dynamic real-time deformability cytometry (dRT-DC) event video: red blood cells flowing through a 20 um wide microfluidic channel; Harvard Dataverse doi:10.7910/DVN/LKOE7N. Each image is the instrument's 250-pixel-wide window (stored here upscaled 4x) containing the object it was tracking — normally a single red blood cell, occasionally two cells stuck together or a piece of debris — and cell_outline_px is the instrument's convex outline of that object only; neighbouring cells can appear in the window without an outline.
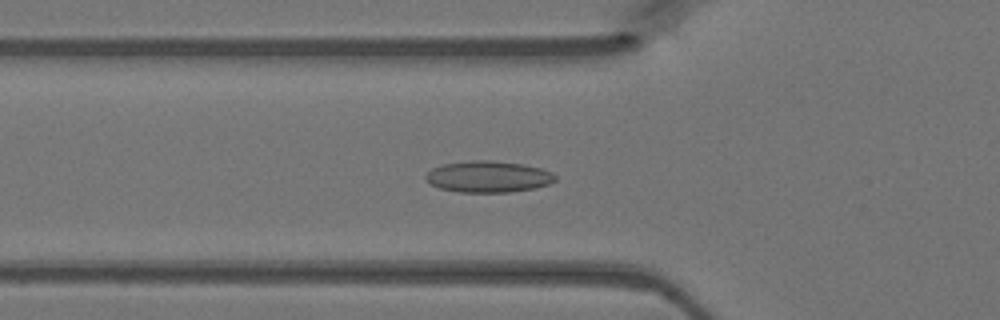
{"species": "Egyptian fruit bat (a non-hibernating species)", "species_latin": "Rousettus aegyptiacus", "temperature_condition": "warm", "stored_images_in_passage": 47, "camera_frame_rate_fps": 3000, "um_per_image_px": 0.085, "animal": {"sex": "female"}, "frame": {"image": 1, "passage_image": 16, "time_ms": 5.0, "image_size_px": [1000, 320], "cell_outline_px": [[556, 180], [548, 184], [536, 188], [512, 192], [460, 192], [440, 188], [424, 180], [424, 176], [432, 168], [444, 164], [472, 160], [492, 160], [524, 164], [540, 168], [552, 172], [556, 176]], "centroid_in_image_um": [41.51, 15.01], "position_along_channel_um": 84.3, "area_um2": 23.81}}
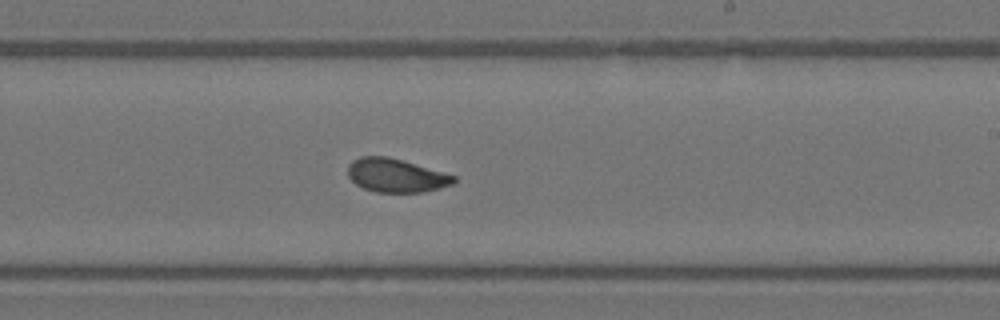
{"frame": {"image": 2, "passage_image": 28, "time_ms": 9.0, "image_size_px": [1000, 320], "cell_outline_px": [[456, 180], [452, 184], [424, 192], [376, 192], [364, 188], [356, 184], [348, 176], [348, 164], [352, 160], [360, 156], [388, 156], [456, 176]], "centroid_in_image_um": [33.63, 14.9], "position_along_channel_um": 255.4, "area_um2": 20.58}}
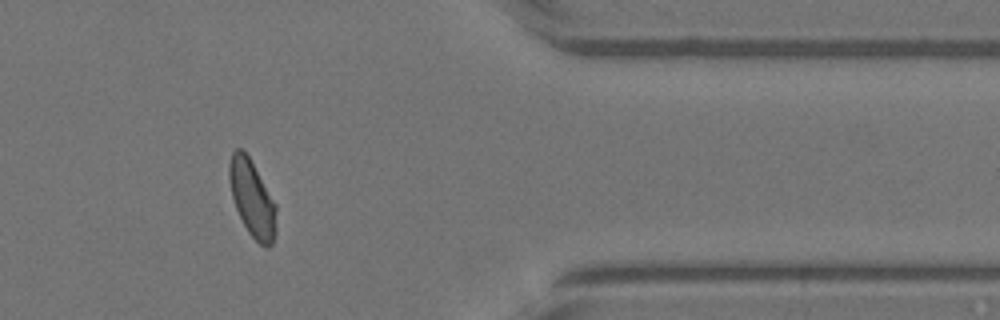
{"frame": {"image": 3, "passage_image": 39, "time_ms": 12.667, "image_size_px": [1000, 320], "cell_outline_px": [[276, 232], [272, 244], [268, 248], [264, 248], [248, 232], [236, 208], [232, 196], [228, 176], [228, 164], [232, 152], [236, 148], [244, 148], [276, 204]], "centroid_in_image_um": [21.43, 16.86], "position_along_channel_um": 390.0, "area_um2": 21.04}}